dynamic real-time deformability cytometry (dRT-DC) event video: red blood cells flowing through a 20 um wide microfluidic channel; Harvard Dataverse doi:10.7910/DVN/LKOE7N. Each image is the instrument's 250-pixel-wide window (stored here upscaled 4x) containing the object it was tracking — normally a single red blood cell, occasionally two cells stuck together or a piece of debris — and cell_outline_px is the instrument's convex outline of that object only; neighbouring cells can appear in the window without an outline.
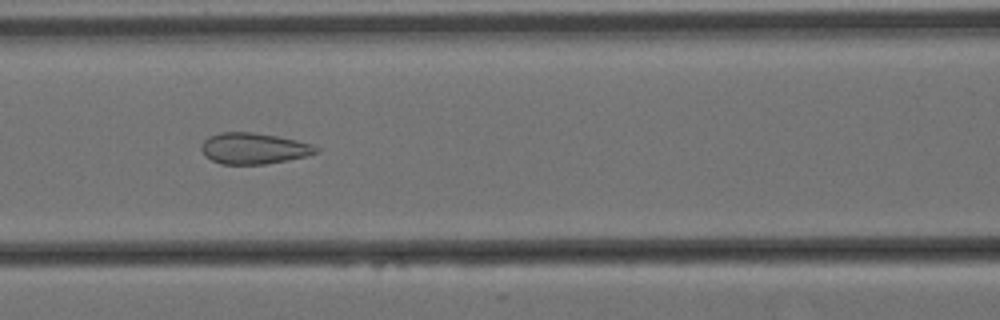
{"species": "Egyptian fruit bat (a non-hibernating species)", "species_latin": "Rousettus aegyptiacus", "temperature_condition": "cold", "stored_images_in_passage": 58, "camera_frame_rate_fps": 3000, "um_per_image_px": 0.085, "animal": {"sex": "female"}, "frame": {"image": 1, "passage_image": 24, "time_ms": 7.667, "image_size_px": [1000, 320], "cell_outline_px": [[320, 152], [308, 156], [288, 160], [264, 164], [220, 164], [204, 156], [200, 148], [200, 144], [208, 136], [220, 132], [252, 132], [276, 136], [296, 140], [312, 144], [320, 148]], "centroid_in_image_um": [21.56, 12.62], "position_along_channel_um": 145.0, "area_um2": 21.04}}
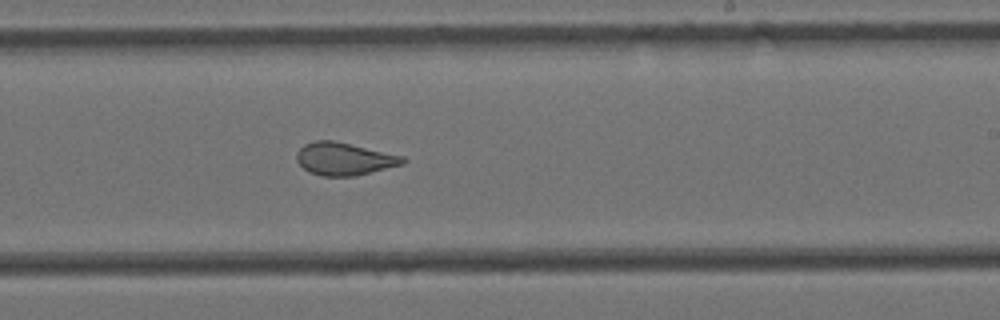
{"frame": {"image": 2, "passage_image": 34, "time_ms": 11.0, "image_size_px": [1000, 320], "cell_outline_px": [[408, 160], [404, 164], [356, 176], [320, 176], [308, 172], [296, 160], [296, 152], [304, 144], [316, 140], [332, 140], [404, 156]], "centroid_in_image_um": [29.26, 13.51], "position_along_channel_um": 259.7, "area_um2": 20.29}}
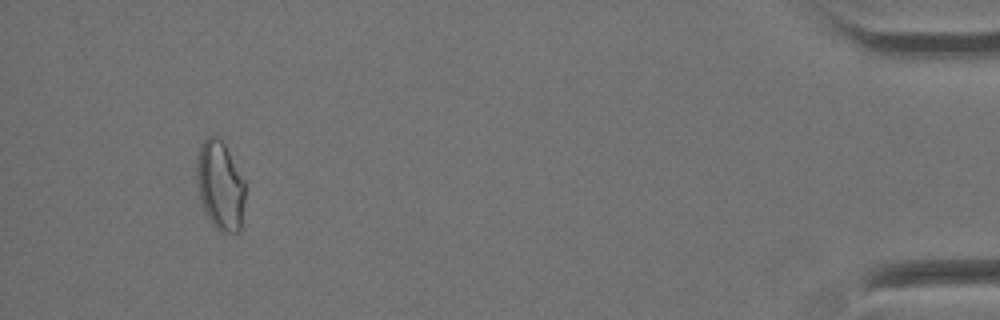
{"frame": {"image": 3, "passage_image": 54, "time_ms": 17.667, "image_size_px": [1000, 320], "cell_outline_px": [[244, 200], [240, 232], [220, 232], [212, 224], [204, 212], [196, 180], [196, 160], [200, 144], [208, 136], [220, 136], [244, 180]], "centroid_in_image_um": [18.69, 15.76], "position_along_channel_um": 416.5, "area_um2": 25.2}, "authors_computed_cell_mechanics": {"area_um2": 22.9466, "velocity_mm_per_s": 3.4609, "shape_relaxation_time_tau1_ms": null, "shape_relaxation_time_tau2_ms": 0.9802, "deformation_change_tau1": null, "deformation_change_tau2": 0.0665}}